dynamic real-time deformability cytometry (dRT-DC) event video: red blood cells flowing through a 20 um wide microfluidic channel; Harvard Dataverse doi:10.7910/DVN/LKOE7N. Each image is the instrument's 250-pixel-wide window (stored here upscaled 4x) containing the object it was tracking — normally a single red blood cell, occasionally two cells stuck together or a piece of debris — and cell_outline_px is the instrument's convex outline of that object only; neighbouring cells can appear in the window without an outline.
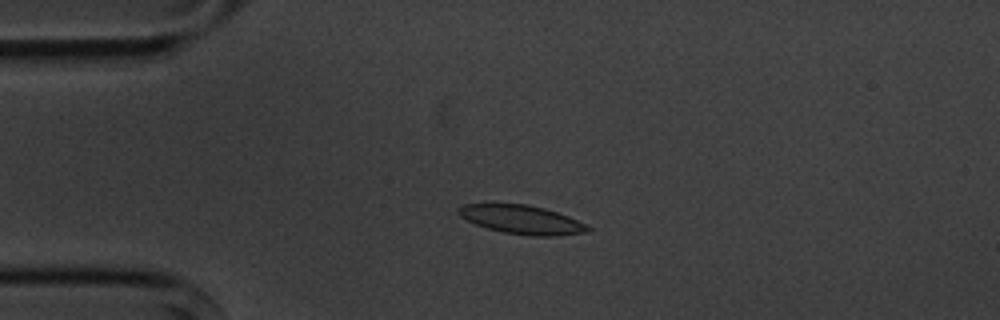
{"species": "common noctule bat (a hibernating species)", "species_latin": "Nyctalus noctula", "temperature_condition": "cold", "stored_images_in_passage": 4, "camera_frame_rate_fps": 3000, "um_per_image_px": 0.085, "animal": {"sex": "male", "body_mass_g": 20.1, "forearm_length_mm": 53.5}, "frame": {"image": 1, "passage_image": 4, "time_ms": 3.667, "image_size_px": [1000, 320], "cell_outline_px": [[592, 232], [556, 236], [532, 236], [504, 232], [488, 228], [476, 224], [460, 216], [456, 212], [456, 208], [464, 204], [528, 204], [544, 208], [568, 216], [592, 228]], "centroid_in_image_um": [44.37, 18.67], "position_along_channel_um": 40.6, "area_um2": 21.62}}